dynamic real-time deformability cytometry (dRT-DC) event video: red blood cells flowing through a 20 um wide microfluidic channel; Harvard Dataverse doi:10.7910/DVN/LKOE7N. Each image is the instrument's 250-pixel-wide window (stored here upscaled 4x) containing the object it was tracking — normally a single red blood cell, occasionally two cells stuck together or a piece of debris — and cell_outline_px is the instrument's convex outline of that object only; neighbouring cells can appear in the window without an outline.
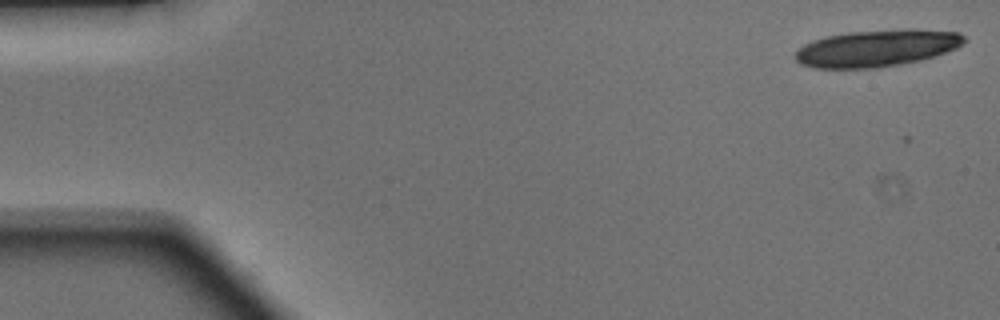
{"species": "Egyptian fruit bat (a non-hibernating species)", "species_latin": "Rousettus aegyptiacus", "temperature_condition": "warm", "stored_images_in_passage": 5, "camera_frame_rate_fps": 3000, "um_per_image_px": 0.085, "animal": {"sex": "male"}, "frame": {"image": 1, "passage_image": 1, "time_ms": 0.0, "image_size_px": [1000, 320], "cell_outline_px": [[968, 40], [964, 44], [956, 48], [920, 60], [900, 64], [876, 68], [816, 68], [800, 64], [792, 56], [804, 44], [812, 40], [828, 36], [848, 32], [904, 28], [916, 28], [960, 32]], "centroid_in_image_um": [74.55, 4.08], "position_along_channel_um": 10.5, "area_um2": 36.65}}